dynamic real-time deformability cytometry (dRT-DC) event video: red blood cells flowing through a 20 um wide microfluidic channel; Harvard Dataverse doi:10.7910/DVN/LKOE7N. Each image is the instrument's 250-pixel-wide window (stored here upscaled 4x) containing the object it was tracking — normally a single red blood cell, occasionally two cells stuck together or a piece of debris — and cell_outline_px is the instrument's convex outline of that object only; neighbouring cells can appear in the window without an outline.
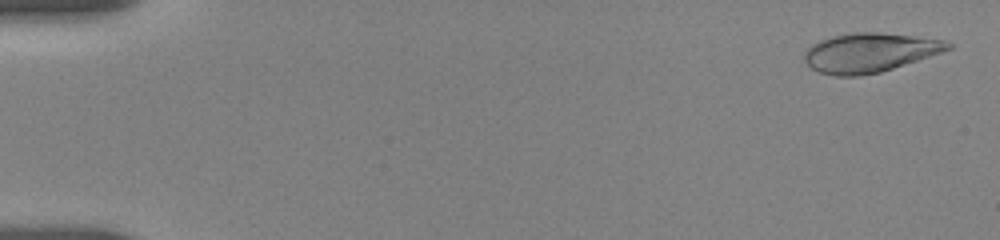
{"species": "human", "species_latin": "Homo sapiens", "temperature_condition": "room temperature", "stored_images_in_passage": 10, "camera_frame_rate_fps": 3000, "um_per_image_px": 0.085, "donor": {"sex": "female"}, "frame": {"image": 1, "passage_image": 1, "time_ms": 0.0, "image_size_px": [1000, 240], "cell_outline_px": [[952, 48], [880, 72], [860, 76], [836, 76], [820, 72], [812, 68], [804, 60], [804, 52], [812, 44], [820, 40], [832, 36], [856, 32], [880, 32], [944, 40], [952, 44]], "centroid_in_image_um": [73.87, 4.47], "position_along_channel_um": 11.1, "area_um2": 32.37}}
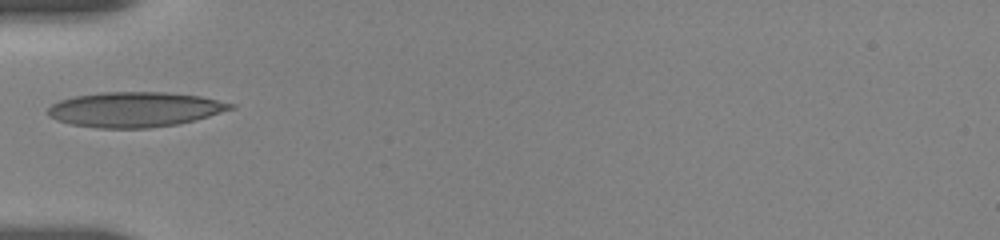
{"frame": {"image": 2, "passage_image": 9, "time_ms": 5.667, "image_size_px": [1000, 240], "cell_outline_px": [[236, 108], [208, 116], [176, 124], [148, 128], [100, 128], [72, 124], [56, 120], [48, 116], [48, 108], [52, 104], [60, 100], [76, 96], [100, 92], [164, 92], [200, 96], [236, 104]], "centroid_in_image_um": [11.46, 9.3], "position_along_channel_um": 73.5, "area_um2": 37.11}}
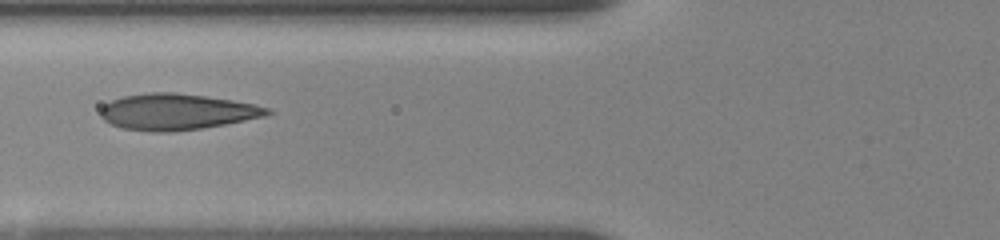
{"frame": {"image": 3, "passage_image": 10, "time_ms": 6.667, "image_size_px": [1000, 240], "cell_outline_px": [[272, 112], [264, 116], [224, 124], [200, 128], [172, 132], [152, 132], [124, 128], [112, 124], [104, 120], [100, 116], [100, 108], [104, 104], [112, 100], [124, 96], [152, 92], [176, 92], [232, 100], [252, 104], [268, 108]], "centroid_in_image_um": [14.97, 9.5], "position_along_channel_um": 110.8, "area_um2": 34.74}}